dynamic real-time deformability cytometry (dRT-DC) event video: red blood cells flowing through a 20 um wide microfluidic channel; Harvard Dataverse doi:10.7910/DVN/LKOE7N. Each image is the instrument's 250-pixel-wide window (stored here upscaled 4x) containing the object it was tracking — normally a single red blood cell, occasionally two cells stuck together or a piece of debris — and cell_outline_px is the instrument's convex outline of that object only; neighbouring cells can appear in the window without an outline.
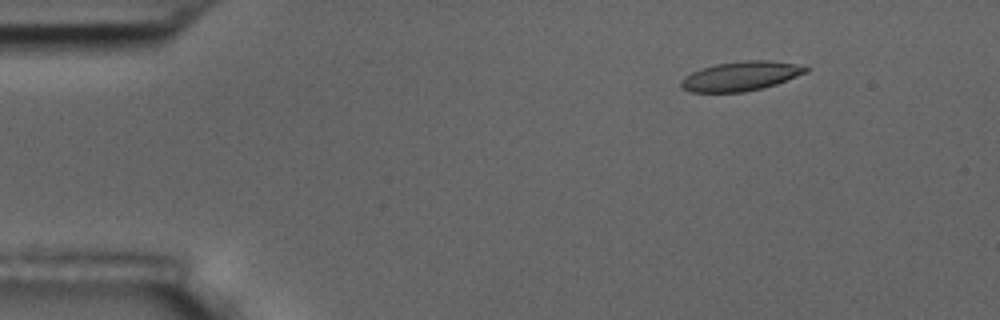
{"species": "common noctule bat (a hibernating species)", "species_latin": "Nyctalus noctula", "temperature_condition": "room temperature", "stored_images_in_passage": 6, "camera_frame_rate_fps": 3000, "um_per_image_px": 0.085, "animal": {"sex": "male", "body_mass_g": 17.5, "forearm_length_mm": 52.3}, "frame": {"image": 1, "passage_image": 3, "time_ms": 2.333, "image_size_px": [1000, 320], "cell_outline_px": [[808, 72], [776, 84], [744, 92], [692, 92], [680, 88], [680, 80], [684, 76], [692, 72], [716, 64], [744, 60], [772, 60], [792, 64], [808, 68]], "centroid_in_image_um": [62.92, 6.47], "position_along_channel_um": 22.1, "area_um2": 21.15}}
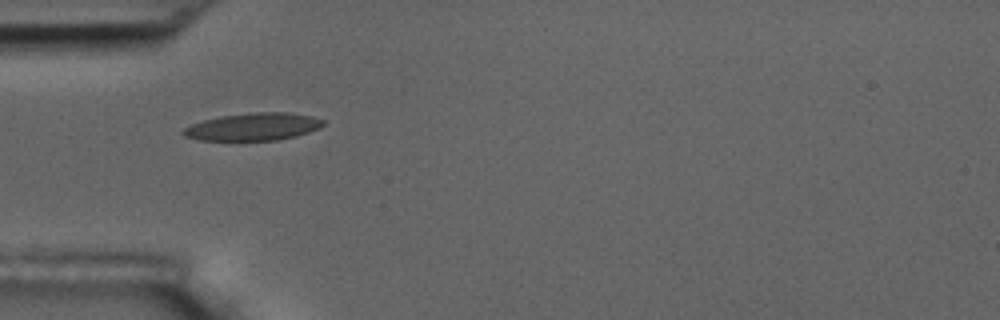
{"frame": {"image": 2, "passage_image": 6, "time_ms": 5.667, "image_size_px": [1000, 320], "cell_outline_px": [[324, 124], [320, 128], [296, 136], [276, 140], [200, 140], [184, 136], [180, 132], [184, 128], [192, 124], [204, 120], [220, 116], [256, 112], [288, 112], [312, 116], [324, 120]], "centroid_in_image_um": [21.53, 10.77], "position_along_channel_um": 63.5, "area_um2": 22.37}}